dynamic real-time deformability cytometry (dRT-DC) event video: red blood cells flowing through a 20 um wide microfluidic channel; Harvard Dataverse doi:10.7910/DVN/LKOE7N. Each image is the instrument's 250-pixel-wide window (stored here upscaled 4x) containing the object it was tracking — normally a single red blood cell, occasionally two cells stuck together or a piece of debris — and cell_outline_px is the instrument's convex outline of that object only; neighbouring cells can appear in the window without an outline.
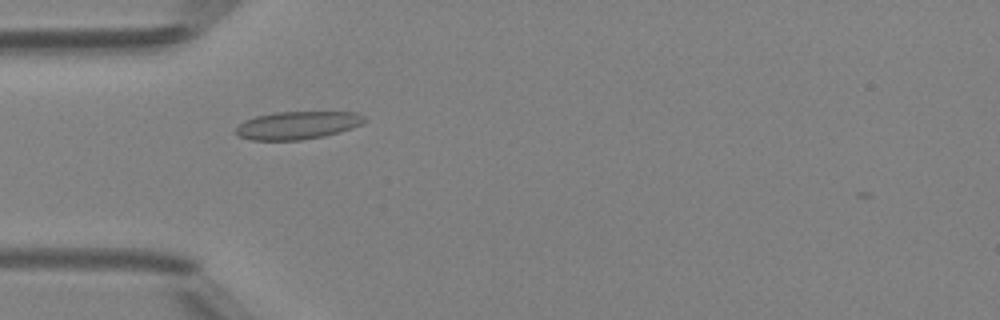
{"species": "Egyptian fruit bat (a non-hibernating species)", "species_latin": "Rousettus aegyptiacus", "temperature_condition": "room temperature", "stored_images_in_passage": 35, "camera_frame_rate_fps": 3000, "um_per_image_px": 0.085, "animal": {"sex": "female"}, "frame": {"image": 1, "passage_image": 1, "time_ms": 0.0, "image_size_px": [1000, 320], "cell_outline_px": [[368, 120], [352, 128], [340, 132], [324, 136], [300, 140], [252, 140], [240, 136], [236, 132], [236, 128], [244, 120], [256, 116], [276, 112], [356, 112], [364, 116]], "centroid_in_image_um": [25.31, 10.64], "position_along_channel_um": 59.7, "area_um2": 20.81}}
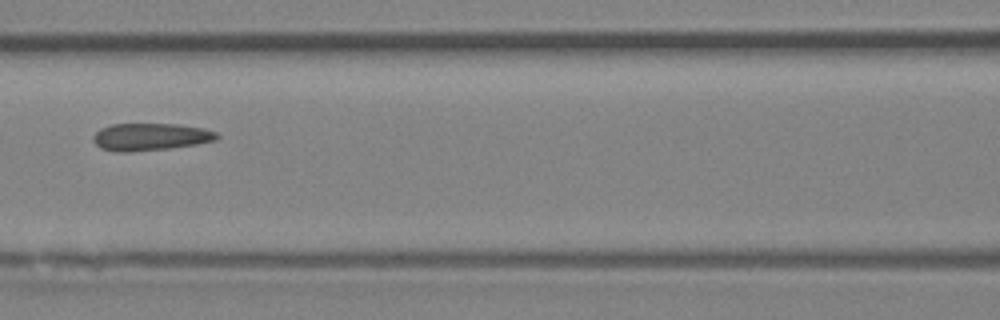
{"frame": {"image": 2, "passage_image": 8, "time_ms": 2.333, "image_size_px": [1000, 320], "cell_outline_px": [[220, 136], [216, 140], [196, 144], [172, 148], [128, 152], [120, 152], [100, 148], [92, 140], [92, 136], [100, 128], [112, 124], [176, 124], [204, 128], [216, 132]], "centroid_in_image_um": [12.78, 11.63], "position_along_channel_um": 153.8, "area_um2": 19.77}}
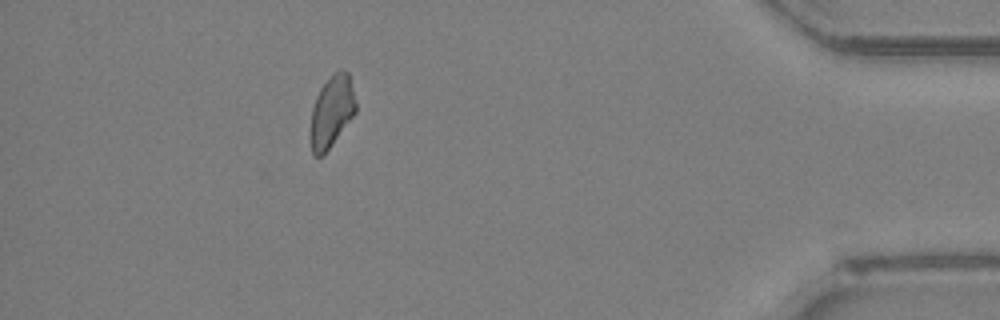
{"frame": {"image": 3, "passage_image": 30, "time_ms": 9.667, "image_size_px": [1000, 320], "cell_outline_px": [[356, 112], [328, 148], [320, 156], [312, 156], [312, 108], [316, 96], [320, 88], [340, 68], [348, 72], [356, 100]], "centroid_in_image_um": [28.22, 9.43], "position_along_channel_um": 407.0, "area_um2": 18.21}, "authors_computed_cell_mechanics": {"area_um2": 19.363, "velocity_mm_per_s": 4.161, "shape_relaxation_time_tau1_ms": null, "shape_relaxation_time_tau2_ms": 5.2344, "deformation_change_tau1": null, "deformation_change_tau2": 0.1257}}